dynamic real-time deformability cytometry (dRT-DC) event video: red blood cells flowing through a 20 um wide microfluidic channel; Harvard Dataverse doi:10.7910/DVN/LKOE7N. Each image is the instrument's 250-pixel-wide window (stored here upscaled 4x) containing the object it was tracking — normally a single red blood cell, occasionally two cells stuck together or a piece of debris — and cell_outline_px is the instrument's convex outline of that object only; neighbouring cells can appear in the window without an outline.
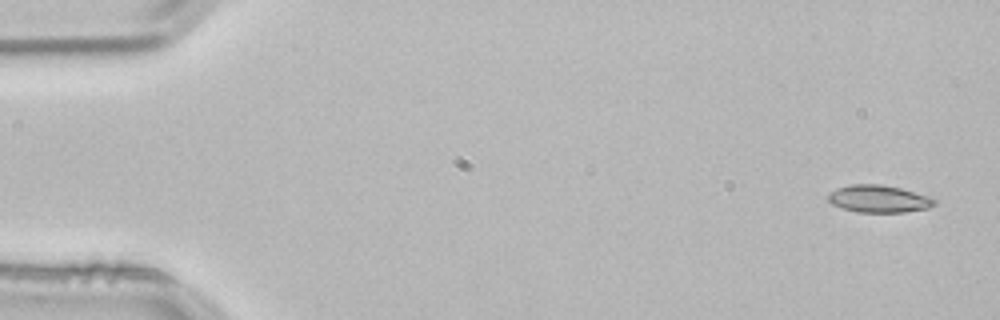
{"species": "common noctule bat (a hibernating species)", "species_latin": "Nyctalus noctula", "temperature_condition": "room temperature", "stored_images_in_passage": 4, "camera_frame_rate_fps": 3000, "um_per_image_px": 0.085, "animal": {"sex": "male", "body_mass_g": 21.5, "forearm_length_mm": 52.0}, "frame": {"image": 1, "passage_image": 1, "time_ms": 0.0, "image_size_px": [1000, 320], "cell_outline_px": [[936, 204], [928, 208], [904, 212], [856, 212], [840, 208], [832, 204], [828, 200], [828, 192], [836, 188], [852, 184], [880, 184], [900, 188], [928, 196], [936, 200]], "centroid_in_image_um": [74.65, 16.9], "position_along_channel_um": 10.3, "area_um2": 16.99}}